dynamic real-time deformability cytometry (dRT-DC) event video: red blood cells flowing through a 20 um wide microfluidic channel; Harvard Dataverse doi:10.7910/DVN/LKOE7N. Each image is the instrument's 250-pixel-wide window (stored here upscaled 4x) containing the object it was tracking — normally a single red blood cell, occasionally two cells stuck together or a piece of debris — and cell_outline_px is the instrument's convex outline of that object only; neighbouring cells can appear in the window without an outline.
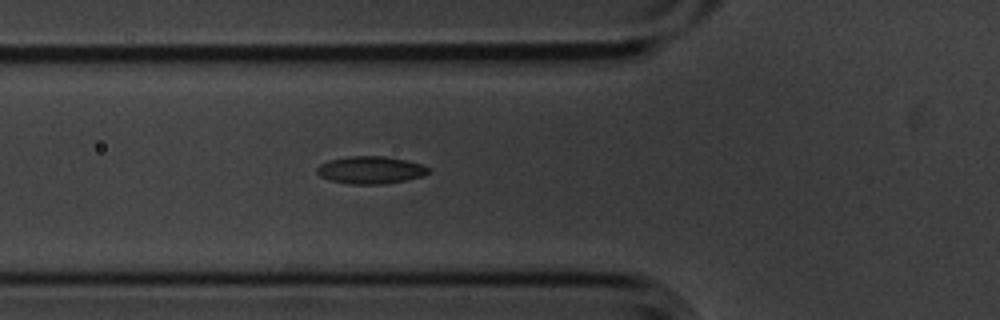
{"species": "common noctule bat (a hibernating species)", "species_latin": "Nyctalus noctula", "temperature_condition": "cold", "stored_images_in_passage": 5, "camera_frame_rate_fps": 3000, "um_per_image_px": 0.085, "animal": {"sex": "male", "body_mass_g": 20.1, "forearm_length_mm": 53.5}, "frame": {"image": 1, "passage_image": 5, "time_ms": 1.333, "image_size_px": [1000, 320], "cell_outline_px": [[428, 172], [420, 176], [404, 180], [384, 184], [348, 184], [328, 180], [320, 176], [316, 172], [316, 168], [320, 164], [328, 160], [348, 156], [384, 156], [404, 160], [420, 164], [428, 168]], "centroid_in_image_um": [31.4, 14.45], "position_along_channel_um": 94.4, "area_um2": 17.69}}